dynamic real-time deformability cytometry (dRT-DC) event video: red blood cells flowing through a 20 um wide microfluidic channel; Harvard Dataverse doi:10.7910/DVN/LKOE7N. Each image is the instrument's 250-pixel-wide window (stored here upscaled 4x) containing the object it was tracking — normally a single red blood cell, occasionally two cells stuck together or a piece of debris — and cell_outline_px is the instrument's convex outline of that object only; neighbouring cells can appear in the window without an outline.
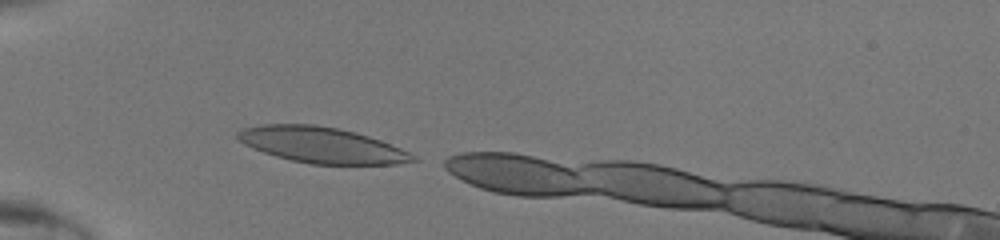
{"species": "human", "species_latin": "Homo sapiens", "temperature_condition": "room temperature", "stored_images_in_passage": 5, "camera_frame_rate_fps": 3000, "um_per_image_px": 0.085, "donor": {"sex": "male"}, "frame": {"image": 1, "passage_image": 1, "time_ms": 0.0, "image_size_px": [1000, 240], "cell_outline_px": [[420, 160], [396, 164], [308, 164], [276, 156], [252, 148], [236, 140], [236, 132], [244, 128], [260, 124], [316, 124], [356, 132], [380, 140], [400, 148], [416, 156]], "centroid_in_image_um": [27.31, 12.32], "position_along_channel_um": 57.7, "area_um2": 36.59}}